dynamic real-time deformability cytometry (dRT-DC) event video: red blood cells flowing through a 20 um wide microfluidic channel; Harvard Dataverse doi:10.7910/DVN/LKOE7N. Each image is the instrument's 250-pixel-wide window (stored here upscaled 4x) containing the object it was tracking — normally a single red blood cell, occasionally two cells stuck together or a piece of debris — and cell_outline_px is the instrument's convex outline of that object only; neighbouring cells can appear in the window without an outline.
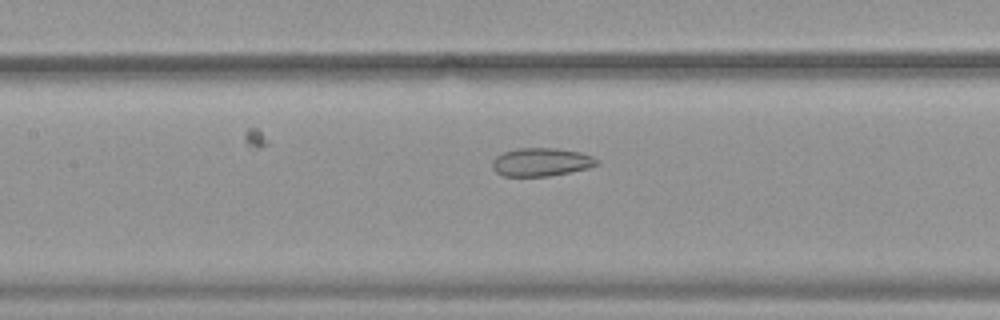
{"species": "common noctule bat (a hibernating species)", "species_latin": "Nyctalus noctula", "temperature_condition": "warm", "stored_images_in_passage": 36, "camera_frame_rate_fps": 3000, "um_per_image_px": 0.085, "animal": {"sex": "female", "body_mass_g": 19.9}, "frame": {"image": 1, "passage_image": 8, "time_ms": 2.333, "image_size_px": [1000, 320], "cell_outline_px": [[600, 164], [588, 168], [548, 176], [504, 176], [496, 172], [492, 168], [492, 160], [496, 156], [504, 152], [516, 148], [556, 148], [580, 152], [592, 156]], "centroid_in_image_um": [45.97, 13.77], "position_along_channel_um": 161.4, "area_um2": 17.17}}
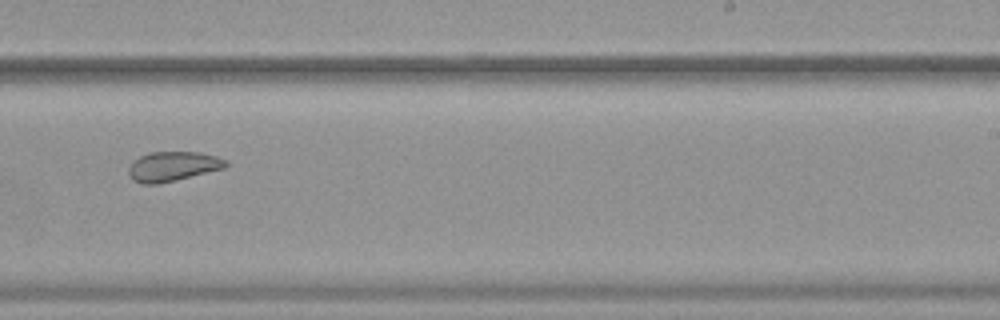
{"frame": {"image": 2, "passage_image": 17, "time_ms": 5.333, "image_size_px": [1000, 320], "cell_outline_px": [[228, 164], [224, 168], [176, 180], [156, 184], [140, 184], [132, 180], [128, 176], [128, 168], [132, 160], [148, 152], [200, 152], [216, 156], [228, 160]], "centroid_in_image_um": [14.64, 14.14], "position_along_channel_um": 274.4, "area_um2": 16.99}}
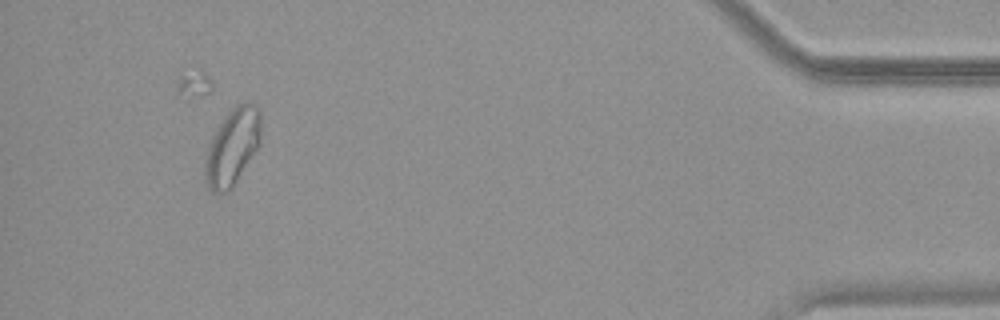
{"frame": {"image": 3, "passage_image": 33, "time_ms": 10.667, "image_size_px": [1000, 320], "cell_outline_px": [[260, 144], [232, 188], [224, 192], [212, 192], [208, 188], [204, 180], [204, 160], [212, 136], [216, 128], [228, 112], [236, 104], [252, 104], [260, 112]], "centroid_in_image_um": [19.72, 12.52], "position_along_channel_um": 415.5, "area_um2": 24.74}, "authors_computed_cell_mechanics": {"area_um2": 18.2648, "velocity_mm_per_s": 3.7859, "shape_relaxation_time_tau1_ms": null, "shape_relaxation_time_tau2_ms": 1.5218, "deformation_change_tau1": null, "deformation_change_tau2": 0.0647}}